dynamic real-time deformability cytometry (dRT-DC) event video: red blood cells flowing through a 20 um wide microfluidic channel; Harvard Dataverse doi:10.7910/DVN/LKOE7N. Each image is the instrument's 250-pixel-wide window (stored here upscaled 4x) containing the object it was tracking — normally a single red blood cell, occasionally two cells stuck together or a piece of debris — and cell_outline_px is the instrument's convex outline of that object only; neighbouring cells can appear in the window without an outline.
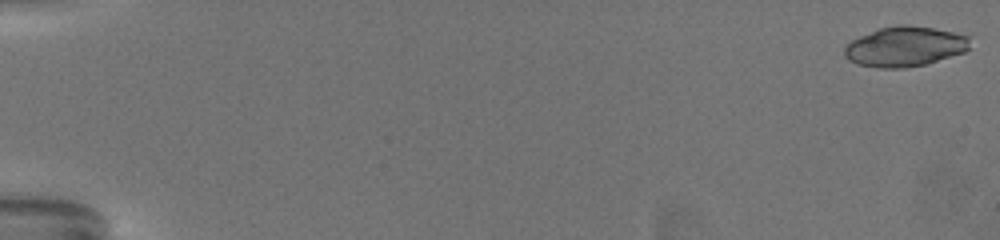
{"species": "common noctule bat (a hibernating species)", "species_latin": "Nyctalus noctula", "temperature_condition": "warm", "stored_images_in_passage": 63, "camera_frame_rate_fps": 3000, "um_per_image_px": 0.085, "animal": {"sex": "female", "body_mass_g": 19.5, "forearm_length_mm": 54.1}, "frame": {"image": 1, "passage_image": 1, "time_ms": 0.0, "image_size_px": [1000, 240], "cell_outline_px": [[968, 48], [964, 52], [924, 64], [904, 68], [880, 68], [856, 64], [848, 60], [844, 56], [844, 48], [852, 40], [860, 36], [880, 28], [900, 24], [908, 24], [932, 28], [952, 32], [968, 36]], "centroid_in_image_um": [76.86, 3.96], "position_along_channel_um": 8.1, "area_um2": 28.96}}
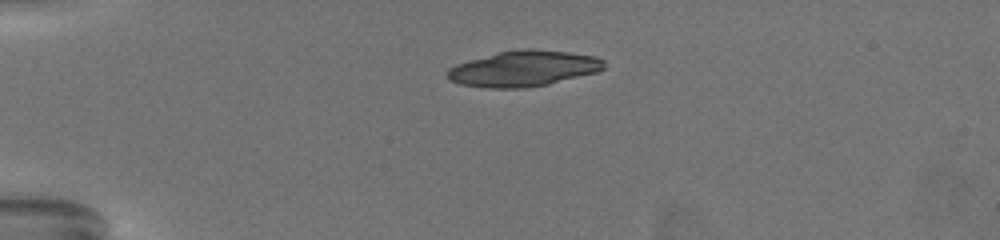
{"frame": {"image": 2, "passage_image": 17, "time_ms": 5.333, "image_size_px": [1000, 240], "cell_outline_px": [[604, 68], [596, 72], [548, 84], [524, 88], [488, 88], [460, 84], [448, 80], [444, 76], [448, 68], [456, 64], [500, 52], [524, 48], [532, 48], [568, 52], [596, 56], [604, 60]], "centroid_in_image_um": [44.48, 5.83], "position_along_channel_um": 40.5, "area_um2": 32.6}}